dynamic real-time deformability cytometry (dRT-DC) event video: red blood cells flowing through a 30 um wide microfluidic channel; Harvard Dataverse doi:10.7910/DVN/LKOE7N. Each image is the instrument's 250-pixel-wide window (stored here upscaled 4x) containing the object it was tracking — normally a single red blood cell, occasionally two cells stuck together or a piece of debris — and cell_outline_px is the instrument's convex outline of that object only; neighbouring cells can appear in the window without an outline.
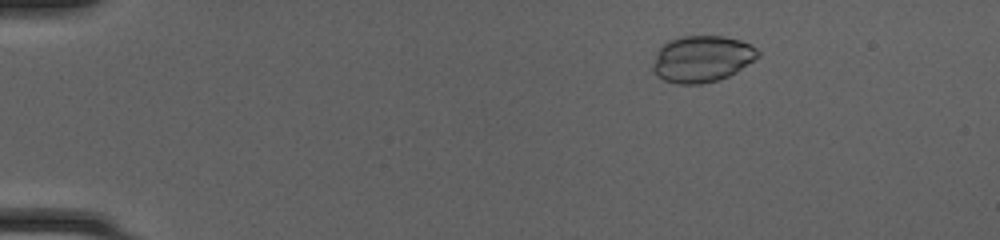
{"species": "common noctule bat (a hibernating species)", "species_latin": "Nyctalus noctula", "temperature_condition": "cold", "stored_images_in_passage": 51, "camera_frame_rate_fps": 3000, "um_per_image_px": 0.085, "animal": {"sex": "female", "body_mass_g": 20.0, "forearm_length_mm": 54.0}, "frame": {"image": 1, "passage_image": 9, "time_ms": 2.667, "image_size_px": [1000, 240], "cell_outline_px": [[760, 56], [736, 72], [720, 80], [700, 84], [676, 84], [664, 80], [656, 76], [652, 68], [652, 64], [656, 52], [668, 40], [680, 36], [724, 36], [740, 40], [752, 44], [760, 52]], "centroid_in_image_um": [59.66, 5.0], "position_along_channel_um": 25.3, "area_um2": 28.78}}
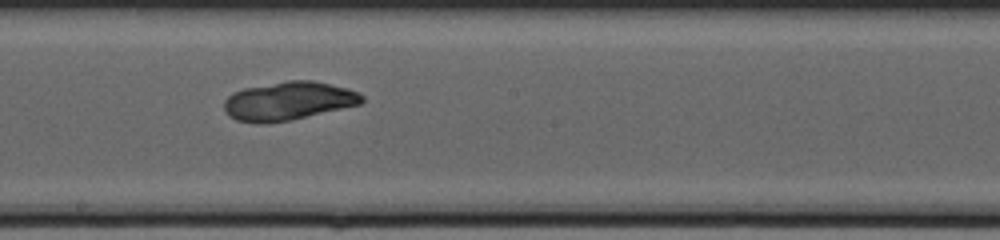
{"frame": {"image": 2, "passage_image": 30, "time_ms": 9.667, "image_size_px": [1000, 240], "cell_outline_px": [[364, 100], [360, 104], [288, 120], [264, 124], [256, 124], [236, 120], [228, 116], [224, 112], [224, 100], [232, 92], [244, 88], [288, 80], [312, 80], [348, 88], [364, 96]], "centroid_in_image_um": [24.45, 8.58], "position_along_channel_um": 223.7, "area_um2": 30.87}}
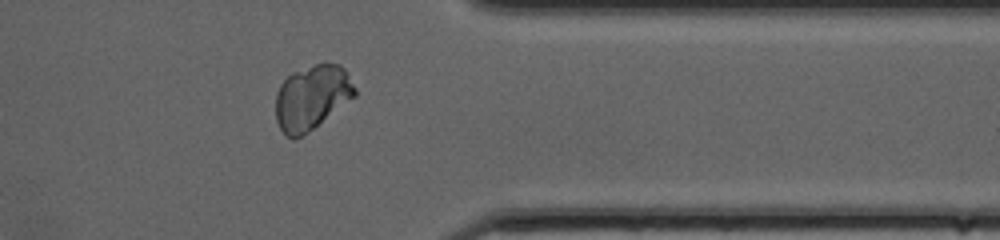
{"frame": {"image": 3, "passage_image": 42, "time_ms": 13.667, "image_size_px": [1000, 240], "cell_outline_px": [[356, 96], [296, 140], [292, 140], [280, 128], [276, 120], [276, 92], [280, 84], [292, 72], [324, 60], [340, 64], [344, 68], [356, 88]], "centroid_in_image_um": [26.51, 8.23], "position_along_channel_um": 384.9, "area_um2": 30.0}, "authors_computed_cell_mechanics": {"area_um2": 29.8248, "velocity_mm_per_s": 4.2135, "shape_relaxation_time_tau1_ms": 6.3272, "shape_relaxation_time_tau2_ms": 1.3081, "deformation_change_tau1": 0.0816, "deformation_change_tau2": 0.0252}}